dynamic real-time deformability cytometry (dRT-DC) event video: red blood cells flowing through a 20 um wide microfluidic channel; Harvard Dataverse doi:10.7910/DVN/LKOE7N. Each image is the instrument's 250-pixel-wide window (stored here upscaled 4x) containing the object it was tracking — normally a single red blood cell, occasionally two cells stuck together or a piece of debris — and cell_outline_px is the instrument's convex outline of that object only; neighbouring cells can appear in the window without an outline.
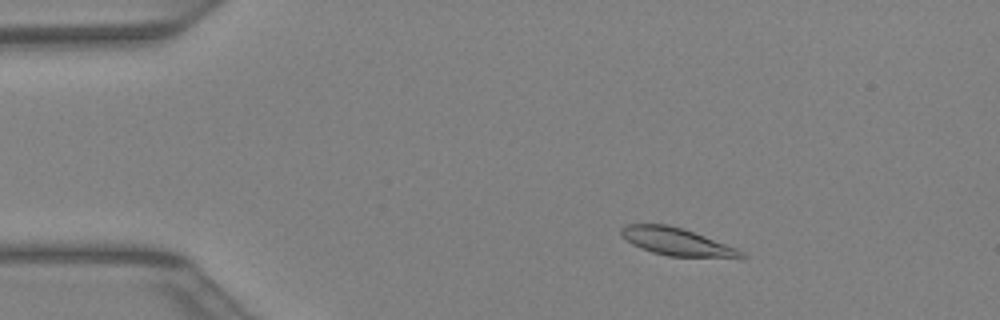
{"species": "Egyptian fruit bat (a non-hibernating species)", "species_latin": "Rousettus aegyptiacus", "temperature_condition": "warm", "stored_images_in_passage": 42, "camera_frame_rate_fps": 3000, "um_per_image_px": 0.085, "animal": {"sex": "female"}, "frame": {"image": 1, "passage_image": 7, "time_ms": 2.0, "image_size_px": [1000, 320], "cell_outline_px": [[744, 256], [668, 256], [652, 252], [640, 248], [632, 244], [620, 236], [620, 228], [624, 224], [668, 224], [704, 236], [736, 248], [744, 252]], "centroid_in_image_um": [57.36, 20.51], "position_along_channel_um": 27.6, "area_um2": 18.67}}
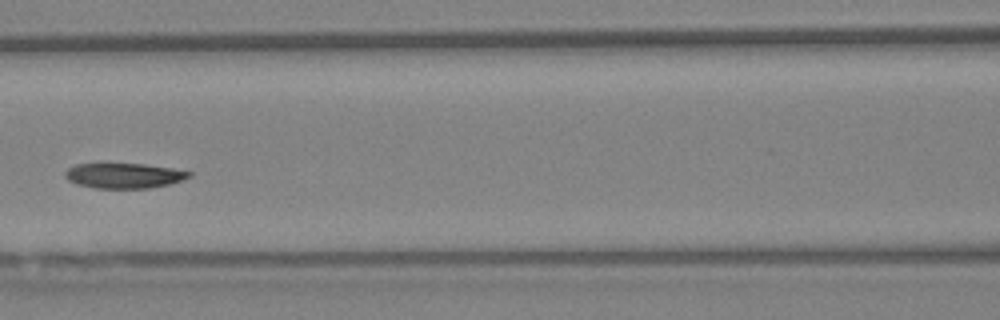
{"frame": {"image": 2, "passage_image": 19, "time_ms": 6.0, "image_size_px": [1000, 320], "cell_outline_px": [[192, 176], [168, 184], [148, 188], [96, 188], [76, 184], [68, 180], [64, 176], [64, 172], [68, 168], [76, 164], [104, 160], [144, 164], [172, 168], [192, 172]], "centroid_in_image_um": [10.44, 14.87], "position_along_channel_um": 156.2, "area_um2": 19.02}}
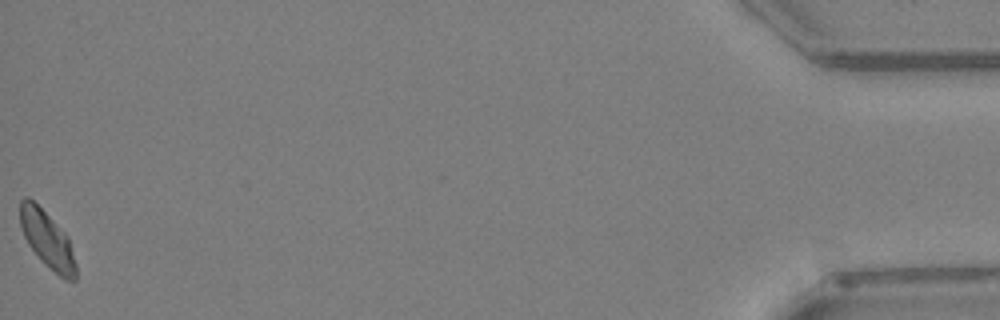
{"frame": {"image": 3, "passage_image": 42, "time_ms": 13.667, "image_size_px": [1000, 320], "cell_outline_px": [[76, 280], [64, 280], [28, 244], [24, 236], [20, 224], [20, 200], [24, 196], [28, 196], [68, 236], [76, 264]], "centroid_in_image_um": [4.02, 20.34], "position_along_channel_um": 431.2, "area_um2": 17.74}}